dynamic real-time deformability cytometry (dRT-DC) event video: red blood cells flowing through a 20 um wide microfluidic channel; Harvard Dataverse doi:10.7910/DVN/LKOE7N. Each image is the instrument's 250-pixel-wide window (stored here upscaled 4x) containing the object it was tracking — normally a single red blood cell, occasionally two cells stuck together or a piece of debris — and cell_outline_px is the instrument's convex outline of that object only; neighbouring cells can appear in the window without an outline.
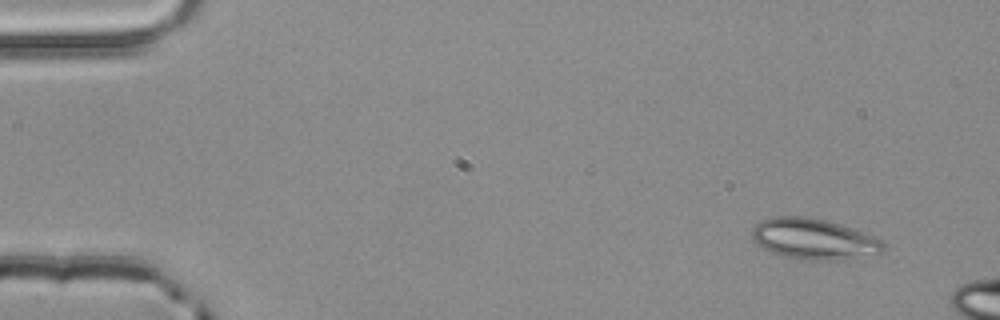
{"species": "common noctule bat (a hibernating species)", "species_latin": "Nyctalus noctula", "temperature_condition": "room temperature", "stored_images_in_passage": 2, "camera_frame_rate_fps": 3000, "um_per_image_px": 0.085, "animal": {"sex": "male", "body_mass_g": 20.4}, "frame": {"image": 1, "passage_image": 1, "time_ms": 0.0, "image_size_px": [1000, 320], "cell_outline_px": [[884, 252], [836, 260], [804, 260], [780, 256], [756, 244], [752, 240], [752, 228], [760, 220], [776, 216], [804, 216], [824, 220], [840, 224], [872, 236], [880, 240], [884, 244]], "centroid_in_image_um": [69.1, 20.31], "position_along_channel_um": 15.9, "area_um2": 31.04}}